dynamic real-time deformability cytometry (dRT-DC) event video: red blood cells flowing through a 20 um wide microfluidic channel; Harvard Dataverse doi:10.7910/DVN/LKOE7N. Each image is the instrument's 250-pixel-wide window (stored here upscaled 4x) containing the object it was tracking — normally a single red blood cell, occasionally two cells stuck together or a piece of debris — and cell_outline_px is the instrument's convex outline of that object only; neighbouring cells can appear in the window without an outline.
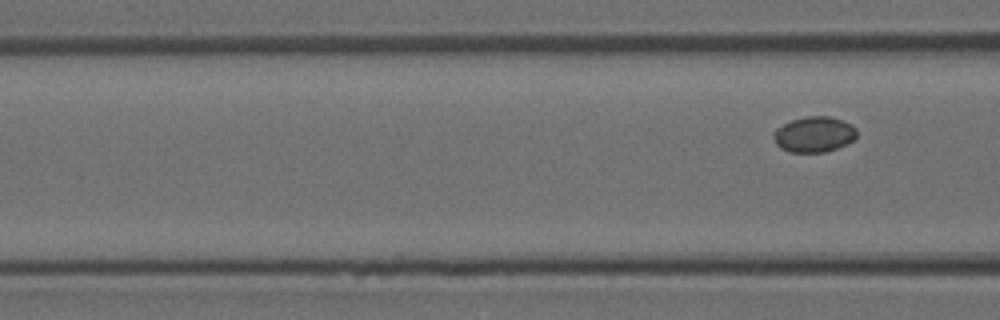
{"species": "Egyptian fruit bat (a non-hibernating species)", "species_latin": "Rousettus aegyptiacus", "temperature_condition": "room temperature", "stored_images_in_passage": 5, "segment_of_instrument_passage": [2, 2], "camera_frame_rate_fps": 3000, "um_per_image_px": 0.085, "animal": {"sex": "female"}, "frame": {"image": 1, "passage_image": 5, "time_ms": 1.333, "image_size_px": [1000, 320], "cell_outline_px": [[856, 136], [852, 140], [836, 148], [824, 152], [788, 152], [780, 148], [776, 144], [772, 132], [776, 128], [792, 120], [804, 116], [828, 116], [844, 120], [852, 124], [856, 128]], "centroid_in_image_um": [69.18, 11.41], "position_along_channel_um": 97.4, "area_um2": 17.28}}